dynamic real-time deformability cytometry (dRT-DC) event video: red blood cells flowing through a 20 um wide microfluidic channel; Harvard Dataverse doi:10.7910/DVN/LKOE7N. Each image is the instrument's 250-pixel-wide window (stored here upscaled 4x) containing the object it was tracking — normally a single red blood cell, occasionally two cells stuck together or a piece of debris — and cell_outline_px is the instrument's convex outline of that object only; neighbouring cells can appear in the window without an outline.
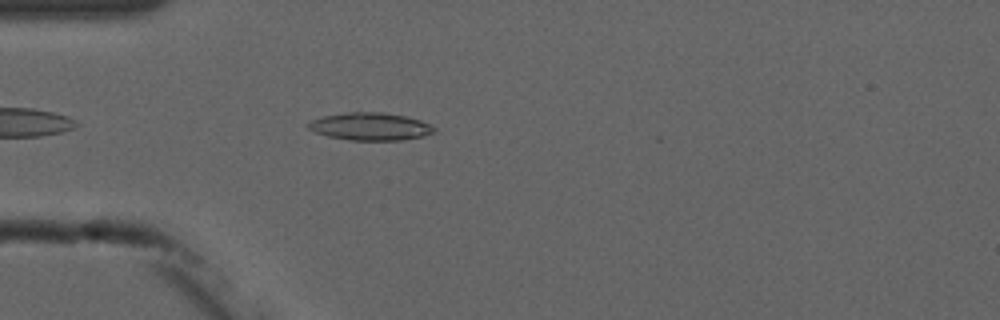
{"species": "common noctule bat (a hibernating species)", "species_latin": "Nyctalus noctula", "temperature_condition": "cold", "stored_images_in_passage": 5, "camera_frame_rate_fps": 3000, "um_per_image_px": 0.085, "animal": {"sex": "male", "forearm_length_mm": 52.5}, "frame": {"image": 1, "passage_image": 5, "time_ms": 4.667, "image_size_px": [1000, 320], "cell_outline_px": [[436, 132], [424, 136], [400, 140], [348, 140], [328, 136], [316, 132], [308, 128], [304, 124], [312, 120], [324, 116], [344, 112], [384, 112], [404, 116], [420, 120], [432, 124], [436, 128]], "centroid_in_image_um": [31.49, 10.75], "position_along_channel_um": 53.5, "area_um2": 20.4}}